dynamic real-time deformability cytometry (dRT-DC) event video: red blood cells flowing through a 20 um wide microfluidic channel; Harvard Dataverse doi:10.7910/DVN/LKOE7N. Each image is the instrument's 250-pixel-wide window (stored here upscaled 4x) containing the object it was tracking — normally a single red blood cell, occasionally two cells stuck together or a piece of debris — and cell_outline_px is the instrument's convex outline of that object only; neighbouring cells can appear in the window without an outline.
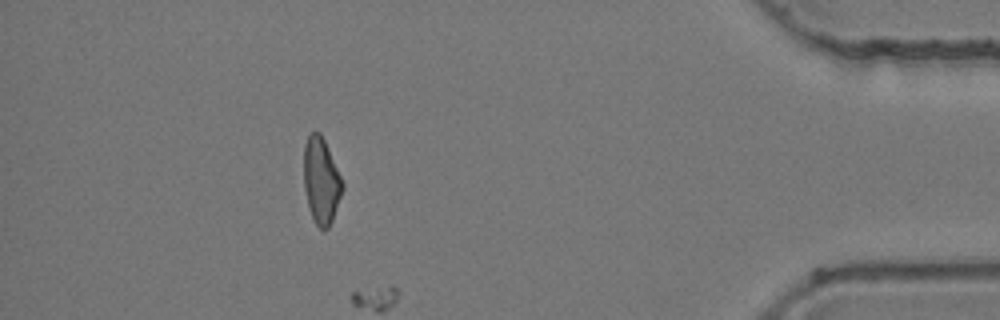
{"species": "common noctule bat (a hibernating species)", "species_latin": "Nyctalus noctula", "temperature_condition": "room temperature", "stored_images_in_passage": 50, "camera_frame_rate_fps": 3000, "um_per_image_px": 0.085, "animal": {"sex": "female", "body_mass_g": 24.6, "forearm_length_mm": 56.2}, "frame": {"image": 1, "passage_image": 45, "time_ms": 14.667, "image_size_px": [1000, 320], "cell_outline_px": [[344, 188], [332, 220], [328, 228], [324, 232], [316, 224], [308, 208], [304, 188], [304, 144], [308, 136], [312, 132], [320, 132], [328, 148], [344, 184]], "centroid_in_image_um": [27.3, 15.38], "position_along_channel_um": 407.9, "area_um2": 19.36}}